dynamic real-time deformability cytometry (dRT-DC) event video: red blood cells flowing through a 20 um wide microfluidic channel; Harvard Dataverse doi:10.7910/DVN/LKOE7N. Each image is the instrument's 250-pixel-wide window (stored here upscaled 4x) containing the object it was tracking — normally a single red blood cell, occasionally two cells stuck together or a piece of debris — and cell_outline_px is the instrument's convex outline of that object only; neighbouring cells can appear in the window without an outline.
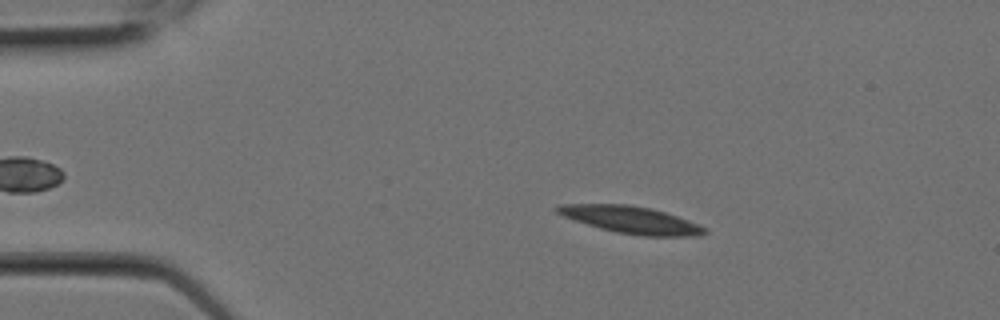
{"species": "Egyptian fruit bat (a non-hibernating species)", "species_latin": "Rousettus aegyptiacus", "temperature_condition": "room temperature", "stored_images_in_passage": 5, "camera_frame_rate_fps": 3000, "um_per_image_px": 0.085, "animal": {"sex": "female"}, "frame": {"image": 1, "passage_image": 3, "time_ms": 0.667, "image_size_px": [1000, 320], "cell_outline_px": [[708, 232], [704, 236], [640, 236], [616, 232], [600, 228], [564, 216], [556, 212], [552, 208], [560, 204], [628, 204], [652, 208], [688, 220], [708, 228]], "centroid_in_image_um": [53.68, 18.69], "position_along_channel_um": 31.3, "area_um2": 23.35}}